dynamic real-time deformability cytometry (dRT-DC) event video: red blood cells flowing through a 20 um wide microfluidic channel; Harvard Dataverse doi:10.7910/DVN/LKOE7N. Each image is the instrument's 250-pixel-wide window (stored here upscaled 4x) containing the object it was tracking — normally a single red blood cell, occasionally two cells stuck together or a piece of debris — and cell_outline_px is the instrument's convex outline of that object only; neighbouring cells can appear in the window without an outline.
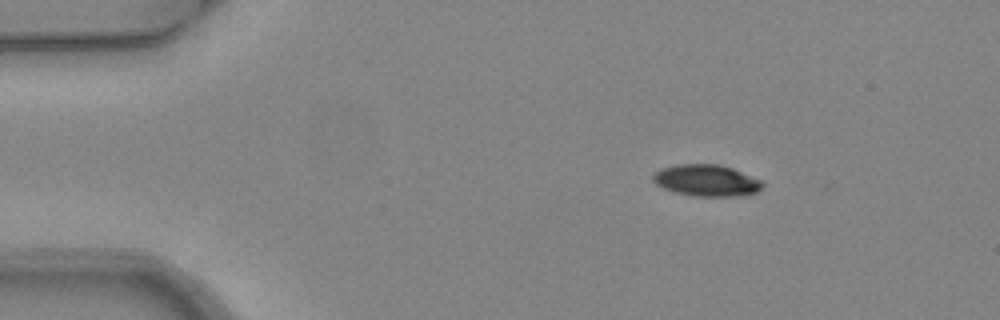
{"species": "common noctule bat (a hibernating species)", "species_latin": "Nyctalus noctula", "temperature_condition": "warm", "stored_images_in_passage": 3, "camera_frame_rate_fps": 3000, "um_per_image_px": 0.085, "animal": {"sex": "female", "body_mass_g": 24.6, "forearm_length_mm": 56.2}, "frame": {"image": 1, "passage_image": 1, "time_ms": 0.0, "image_size_px": [1000, 320], "cell_outline_px": [[764, 184], [756, 192], [736, 196], [692, 196], [676, 192], [664, 188], [656, 184], [652, 180], [652, 176], [660, 168], [676, 164], [720, 164], [732, 168], [760, 180]], "centroid_in_image_um": [60.01, 15.33], "position_along_channel_um": 25.0, "area_um2": 20.0}}